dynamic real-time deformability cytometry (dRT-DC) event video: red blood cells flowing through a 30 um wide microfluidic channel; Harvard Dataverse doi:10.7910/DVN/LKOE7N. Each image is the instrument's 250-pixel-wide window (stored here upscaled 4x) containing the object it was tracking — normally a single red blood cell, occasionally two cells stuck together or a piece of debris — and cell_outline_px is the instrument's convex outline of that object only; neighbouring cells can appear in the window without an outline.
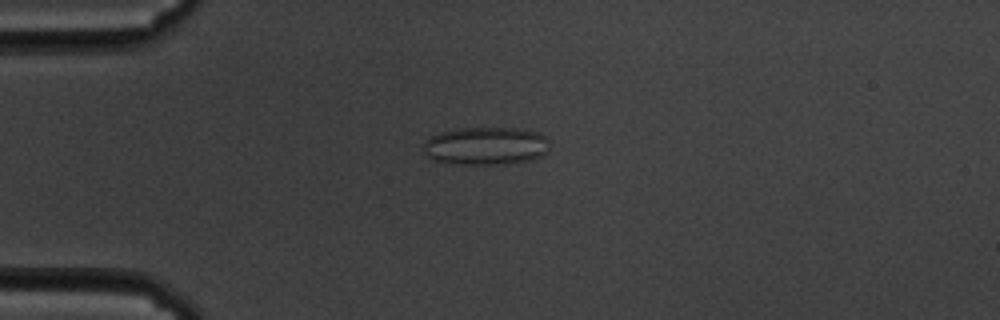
{"species": "common noctule bat (a hibernating species)", "species_latin": "Nyctalus noctula", "temperature_condition": "cold", "stored_images_in_passage": 58, "camera_frame_rate_fps": 3000, "um_per_image_px": 0.085, "animal": {"sex": "male", "body_mass_g": 19.5, "forearm_length_mm": 54.6}, "frame": {"image": 1, "passage_image": 15, "time_ms": 4.667, "image_size_px": [1000, 320], "cell_outline_px": [[548, 148], [540, 156], [532, 160], [504, 164], [456, 164], [432, 160], [424, 152], [424, 144], [432, 136], [440, 132], [464, 128], [516, 128], [540, 132], [544, 136]], "centroid_in_image_um": [41.28, 12.41], "position_along_channel_um": 43.7, "area_um2": 27.69}}
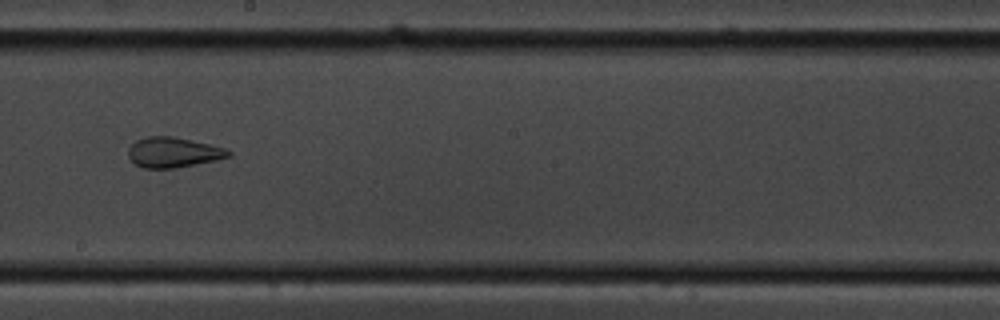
{"frame": {"image": 2, "passage_image": 33, "time_ms": 10.667, "image_size_px": [1000, 320], "cell_outline_px": [[232, 156], [216, 160], [176, 168], [144, 168], [136, 164], [128, 156], [128, 148], [136, 140], [148, 136], [172, 136], [208, 144], [224, 148], [232, 152]], "centroid_in_image_um": [14.72, 12.95], "position_along_channel_um": 233.5, "area_um2": 17.51}}
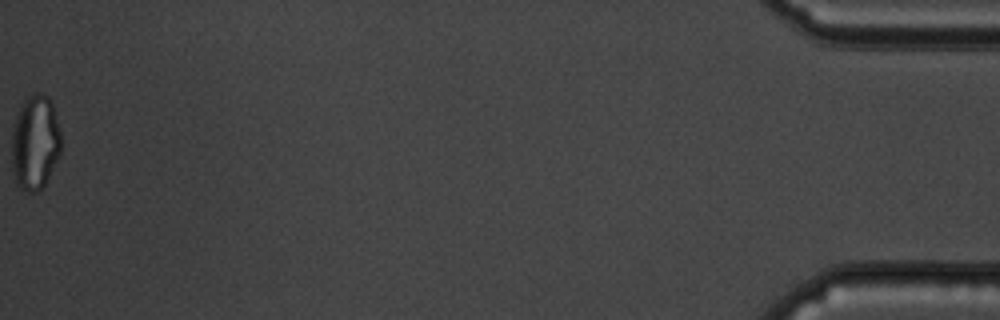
{"frame": {"image": 3, "passage_image": 58, "time_ms": 19.0, "image_size_px": [1000, 320], "cell_outline_px": [[60, 152], [44, 184], [36, 192], [28, 192], [20, 188], [16, 184], [12, 164], [12, 128], [20, 104], [28, 96], [36, 92], [40, 92], [48, 96], [52, 100], [60, 132]], "centroid_in_image_um": [2.96, 12.06], "position_along_channel_um": 432.2, "area_um2": 27.22}, "authors_computed_cell_mechanics": {"area_um2": 24.5361, "velocity_mm_per_s": 3.5238, "shape_relaxation_time_tau1_ms": null, "shape_relaxation_time_tau2_ms": 1.1968, "deformation_change_tau1": null, "deformation_change_tau2": 0.0802}}